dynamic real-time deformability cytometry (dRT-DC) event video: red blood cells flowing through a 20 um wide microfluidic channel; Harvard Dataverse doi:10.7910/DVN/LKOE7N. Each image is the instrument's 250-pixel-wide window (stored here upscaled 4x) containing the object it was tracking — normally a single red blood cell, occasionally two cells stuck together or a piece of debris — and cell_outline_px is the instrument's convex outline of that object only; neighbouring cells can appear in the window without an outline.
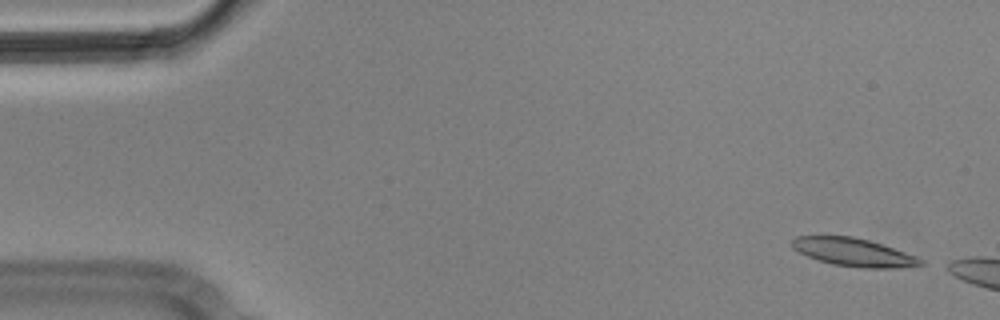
{"species": "Egyptian fruit bat (a non-hibernating species)", "species_latin": "Rousettus aegyptiacus", "temperature_condition": "cold", "stored_images_in_passage": 3, "camera_frame_rate_fps": 3000, "um_per_image_px": 0.085, "animal": {"sex": "male"}, "frame": {"image": 1, "passage_image": 1, "time_ms": 0.0, "image_size_px": [1000, 320], "cell_outline_px": [[924, 264], [896, 268], [864, 268], [832, 264], [808, 256], [792, 248], [792, 240], [796, 236], [852, 236], [868, 240], [916, 256], [924, 260]], "centroid_in_image_um": [72.55, 21.44], "position_along_channel_um": 12.4, "area_um2": 20.69}}